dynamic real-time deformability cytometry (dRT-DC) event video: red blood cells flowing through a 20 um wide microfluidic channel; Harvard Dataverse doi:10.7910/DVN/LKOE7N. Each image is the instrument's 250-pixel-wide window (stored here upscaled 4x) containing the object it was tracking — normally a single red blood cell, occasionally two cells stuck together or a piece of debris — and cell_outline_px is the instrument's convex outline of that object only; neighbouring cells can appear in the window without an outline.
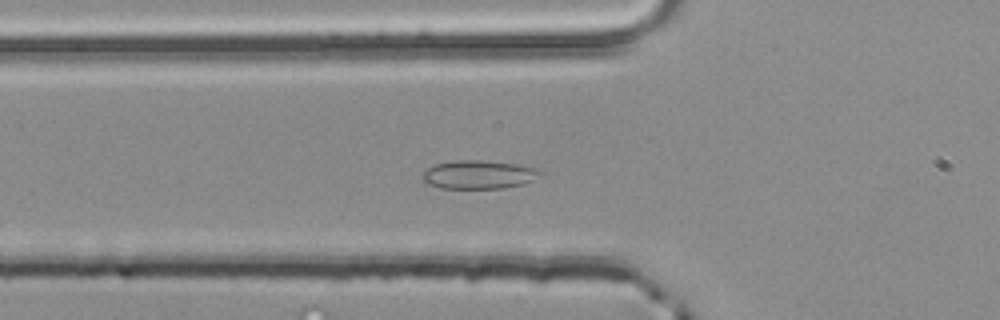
{"species": "common noctule bat (a hibernating species)", "species_latin": "Nyctalus noctula", "temperature_condition": "room temperature", "stored_images_in_passage": 46, "camera_frame_rate_fps": 3000, "um_per_image_px": 0.085, "animal": {"sex": "male", "body_mass_g": 20.4}, "frame": {"image": 1, "passage_image": 11, "time_ms": 3.333, "image_size_px": [1000, 320], "cell_outline_px": [[540, 172], [532, 180], [520, 184], [504, 188], [440, 188], [428, 184], [420, 176], [432, 164], [456, 160], [484, 160], [516, 164], [536, 168]], "centroid_in_image_um": [40.6, 14.83], "position_along_channel_um": 85.2, "area_um2": 19.36}}
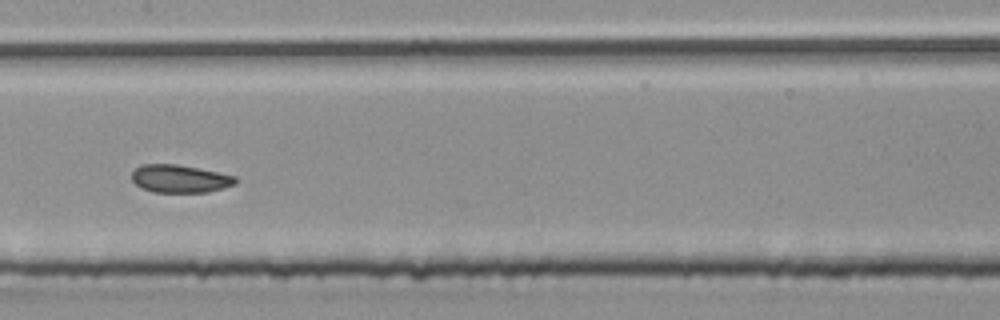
{"frame": {"image": 2, "passage_image": 19, "time_ms": 6.0, "image_size_px": [1000, 320], "cell_outline_px": [[236, 184], [224, 188], [204, 192], [156, 192], [144, 188], [136, 184], [132, 180], [132, 172], [140, 164], [176, 164], [236, 176]], "centroid_in_image_um": [15.28, 15.19], "position_along_channel_um": 192.1, "area_um2": 16.59}}
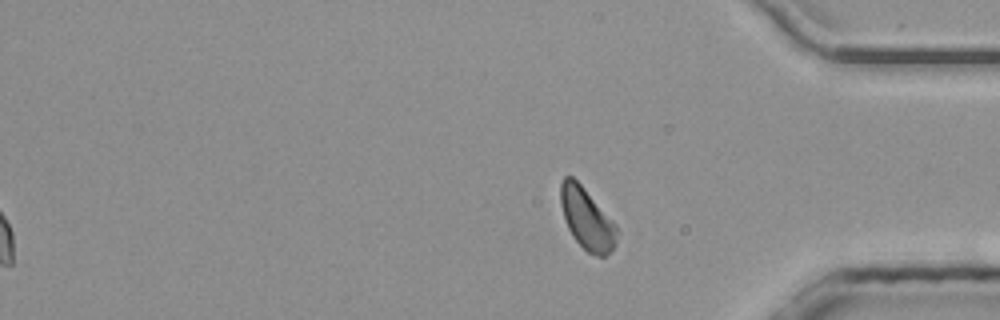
{"frame": {"image": 3, "passage_image": 46, "time_ms": 15.0, "image_size_px": [1000, 320], "cell_outline_px": [[620, 232], [616, 244], [604, 256], [596, 256], [588, 252], [572, 236], [568, 228], [560, 204], [560, 184], [564, 176], [572, 176], [584, 188], [616, 224]], "centroid_in_image_um": [49.9, 18.6], "position_along_channel_um": 385.3, "area_um2": 20.06}, "authors_computed_cell_mechanics": {"area_um2": 17.1666, "velocity_mm_per_s": 3.9895, "shape_relaxation_time_tau1_ms": 4.8705, "shape_relaxation_time_tau2_ms": 0.9392, "deformation_change_tau1": 0.0898, "deformation_change_tau2": 0.0505}}